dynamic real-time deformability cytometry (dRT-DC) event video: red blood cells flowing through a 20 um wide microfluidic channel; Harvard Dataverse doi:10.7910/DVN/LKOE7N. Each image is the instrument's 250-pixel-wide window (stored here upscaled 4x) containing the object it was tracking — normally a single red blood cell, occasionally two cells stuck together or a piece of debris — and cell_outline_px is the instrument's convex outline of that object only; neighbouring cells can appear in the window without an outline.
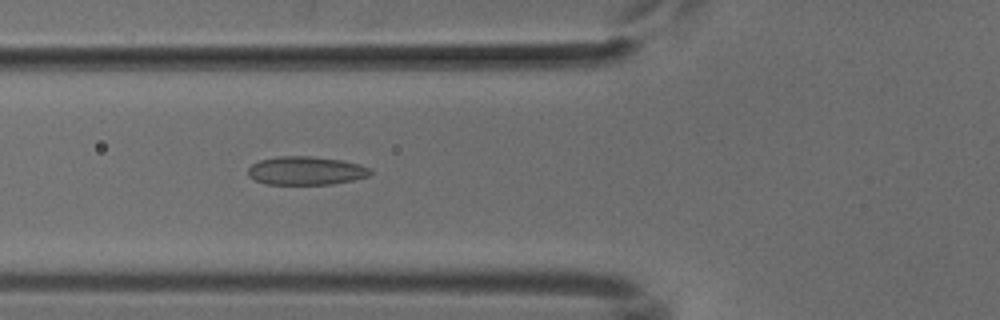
{"species": "common noctule bat (a hibernating species)", "species_latin": "Nyctalus noctula", "temperature_condition": "cold", "stored_images_in_passage": 48, "camera_frame_rate_fps": 3000, "um_per_image_px": 0.085, "animal": {"sex": "male", "body_mass_g": 18.8}, "frame": {"image": 1, "passage_image": 15, "time_ms": 4.667, "image_size_px": [1000, 320], "cell_outline_px": [[372, 172], [368, 176], [352, 180], [332, 184], [268, 184], [256, 180], [248, 176], [248, 168], [252, 164], [260, 160], [280, 156], [308, 156], [344, 160], [360, 164], [372, 168]], "centroid_in_image_um": [26.03, 14.5], "position_along_channel_um": 99.8, "area_um2": 20.29}}
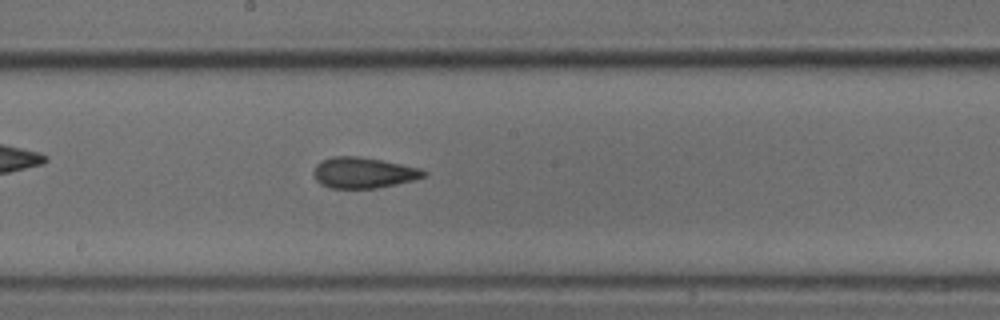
{"frame": {"image": 2, "passage_image": 24, "time_ms": 7.667, "image_size_px": [1000, 320], "cell_outline_px": [[428, 176], [396, 184], [376, 188], [328, 188], [320, 184], [316, 180], [312, 172], [316, 164], [320, 160], [332, 156], [356, 156], [380, 160], [420, 168], [428, 172]], "centroid_in_image_um": [30.85, 14.68], "position_along_channel_um": 217.3, "area_um2": 19.88}}
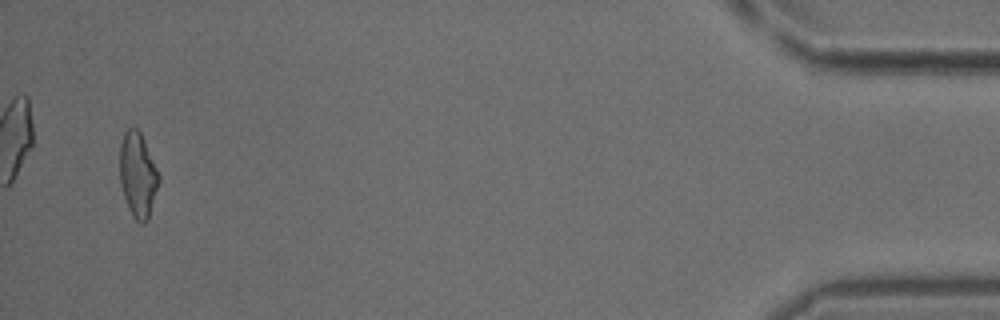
{"frame": {"image": 3, "passage_image": 46, "time_ms": 15.0, "image_size_px": [1000, 320], "cell_outline_px": [[160, 180], [148, 220], [144, 224], [140, 224], [132, 216], [128, 208], [120, 184], [120, 144], [124, 132], [128, 128], [136, 128], [140, 132], [144, 140], [160, 176]], "centroid_in_image_um": [11.71, 14.9], "position_along_channel_um": 423.5, "area_um2": 19.31}}